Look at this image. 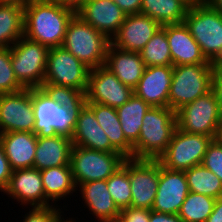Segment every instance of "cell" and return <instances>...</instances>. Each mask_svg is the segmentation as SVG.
<instances>
[{
    "mask_svg": "<svg viewBox=\"0 0 222 222\" xmlns=\"http://www.w3.org/2000/svg\"><path fill=\"white\" fill-rule=\"evenodd\" d=\"M76 13L52 0H35L24 7V36L48 48L62 46Z\"/></svg>",
    "mask_w": 222,
    "mask_h": 222,
    "instance_id": "1",
    "label": "cell"
},
{
    "mask_svg": "<svg viewBox=\"0 0 222 222\" xmlns=\"http://www.w3.org/2000/svg\"><path fill=\"white\" fill-rule=\"evenodd\" d=\"M79 96L43 88L33 89L34 133L59 134L71 138L75 126Z\"/></svg>",
    "mask_w": 222,
    "mask_h": 222,
    "instance_id": "2",
    "label": "cell"
},
{
    "mask_svg": "<svg viewBox=\"0 0 222 222\" xmlns=\"http://www.w3.org/2000/svg\"><path fill=\"white\" fill-rule=\"evenodd\" d=\"M90 68L62 46L49 48L43 89L83 97Z\"/></svg>",
    "mask_w": 222,
    "mask_h": 222,
    "instance_id": "3",
    "label": "cell"
},
{
    "mask_svg": "<svg viewBox=\"0 0 222 222\" xmlns=\"http://www.w3.org/2000/svg\"><path fill=\"white\" fill-rule=\"evenodd\" d=\"M142 123L140 136L133 145V159L158 160L177 128L175 111L169 107L151 106Z\"/></svg>",
    "mask_w": 222,
    "mask_h": 222,
    "instance_id": "4",
    "label": "cell"
},
{
    "mask_svg": "<svg viewBox=\"0 0 222 222\" xmlns=\"http://www.w3.org/2000/svg\"><path fill=\"white\" fill-rule=\"evenodd\" d=\"M184 23L206 59L222 64V14L201 0L189 6Z\"/></svg>",
    "mask_w": 222,
    "mask_h": 222,
    "instance_id": "5",
    "label": "cell"
},
{
    "mask_svg": "<svg viewBox=\"0 0 222 222\" xmlns=\"http://www.w3.org/2000/svg\"><path fill=\"white\" fill-rule=\"evenodd\" d=\"M111 40L75 14L67 27L62 47L90 69L103 66Z\"/></svg>",
    "mask_w": 222,
    "mask_h": 222,
    "instance_id": "6",
    "label": "cell"
},
{
    "mask_svg": "<svg viewBox=\"0 0 222 222\" xmlns=\"http://www.w3.org/2000/svg\"><path fill=\"white\" fill-rule=\"evenodd\" d=\"M215 64L173 66L168 107L175 112L212 90Z\"/></svg>",
    "mask_w": 222,
    "mask_h": 222,
    "instance_id": "7",
    "label": "cell"
},
{
    "mask_svg": "<svg viewBox=\"0 0 222 222\" xmlns=\"http://www.w3.org/2000/svg\"><path fill=\"white\" fill-rule=\"evenodd\" d=\"M49 48L22 36L11 47V65L17 81L28 89L43 88Z\"/></svg>",
    "mask_w": 222,
    "mask_h": 222,
    "instance_id": "8",
    "label": "cell"
},
{
    "mask_svg": "<svg viewBox=\"0 0 222 222\" xmlns=\"http://www.w3.org/2000/svg\"><path fill=\"white\" fill-rule=\"evenodd\" d=\"M124 157L120 152H103L72 146L70 167L76 187L96 180H107L119 167Z\"/></svg>",
    "mask_w": 222,
    "mask_h": 222,
    "instance_id": "9",
    "label": "cell"
},
{
    "mask_svg": "<svg viewBox=\"0 0 222 222\" xmlns=\"http://www.w3.org/2000/svg\"><path fill=\"white\" fill-rule=\"evenodd\" d=\"M212 137L175 129L165 152L158 158L161 166L172 171H186L201 165Z\"/></svg>",
    "mask_w": 222,
    "mask_h": 222,
    "instance_id": "10",
    "label": "cell"
},
{
    "mask_svg": "<svg viewBox=\"0 0 222 222\" xmlns=\"http://www.w3.org/2000/svg\"><path fill=\"white\" fill-rule=\"evenodd\" d=\"M177 128L187 133L214 137L222 112L213 90L175 112Z\"/></svg>",
    "mask_w": 222,
    "mask_h": 222,
    "instance_id": "11",
    "label": "cell"
},
{
    "mask_svg": "<svg viewBox=\"0 0 222 222\" xmlns=\"http://www.w3.org/2000/svg\"><path fill=\"white\" fill-rule=\"evenodd\" d=\"M133 94L134 90L131 87L124 85L103 65L90 70L87 91L82 100L118 108Z\"/></svg>",
    "mask_w": 222,
    "mask_h": 222,
    "instance_id": "12",
    "label": "cell"
},
{
    "mask_svg": "<svg viewBox=\"0 0 222 222\" xmlns=\"http://www.w3.org/2000/svg\"><path fill=\"white\" fill-rule=\"evenodd\" d=\"M33 89L0 94L1 132H34Z\"/></svg>",
    "mask_w": 222,
    "mask_h": 222,
    "instance_id": "13",
    "label": "cell"
},
{
    "mask_svg": "<svg viewBox=\"0 0 222 222\" xmlns=\"http://www.w3.org/2000/svg\"><path fill=\"white\" fill-rule=\"evenodd\" d=\"M132 208L151 210L158 188L159 161L128 158Z\"/></svg>",
    "mask_w": 222,
    "mask_h": 222,
    "instance_id": "14",
    "label": "cell"
},
{
    "mask_svg": "<svg viewBox=\"0 0 222 222\" xmlns=\"http://www.w3.org/2000/svg\"><path fill=\"white\" fill-rule=\"evenodd\" d=\"M188 193L185 172L166 169L159 162L158 188L151 210L166 214H178Z\"/></svg>",
    "mask_w": 222,
    "mask_h": 222,
    "instance_id": "15",
    "label": "cell"
},
{
    "mask_svg": "<svg viewBox=\"0 0 222 222\" xmlns=\"http://www.w3.org/2000/svg\"><path fill=\"white\" fill-rule=\"evenodd\" d=\"M8 197L17 200L20 205L47 207L52 204L44 193L42 177L38 169L24 168L12 172L7 188L3 191Z\"/></svg>",
    "mask_w": 222,
    "mask_h": 222,
    "instance_id": "16",
    "label": "cell"
},
{
    "mask_svg": "<svg viewBox=\"0 0 222 222\" xmlns=\"http://www.w3.org/2000/svg\"><path fill=\"white\" fill-rule=\"evenodd\" d=\"M162 26L142 13L127 15L111 45L131 52H140Z\"/></svg>",
    "mask_w": 222,
    "mask_h": 222,
    "instance_id": "17",
    "label": "cell"
},
{
    "mask_svg": "<svg viewBox=\"0 0 222 222\" xmlns=\"http://www.w3.org/2000/svg\"><path fill=\"white\" fill-rule=\"evenodd\" d=\"M71 139L73 146L103 152H118L111 145L108 136L96 120L94 112L83 100L77 105L75 126Z\"/></svg>",
    "mask_w": 222,
    "mask_h": 222,
    "instance_id": "18",
    "label": "cell"
},
{
    "mask_svg": "<svg viewBox=\"0 0 222 222\" xmlns=\"http://www.w3.org/2000/svg\"><path fill=\"white\" fill-rule=\"evenodd\" d=\"M76 14L110 40L127 17L111 0H87Z\"/></svg>",
    "mask_w": 222,
    "mask_h": 222,
    "instance_id": "19",
    "label": "cell"
},
{
    "mask_svg": "<svg viewBox=\"0 0 222 222\" xmlns=\"http://www.w3.org/2000/svg\"><path fill=\"white\" fill-rule=\"evenodd\" d=\"M173 66H148L134 94L153 107H168Z\"/></svg>",
    "mask_w": 222,
    "mask_h": 222,
    "instance_id": "20",
    "label": "cell"
},
{
    "mask_svg": "<svg viewBox=\"0 0 222 222\" xmlns=\"http://www.w3.org/2000/svg\"><path fill=\"white\" fill-rule=\"evenodd\" d=\"M173 66L186 64H213L203 55L185 23L164 25Z\"/></svg>",
    "mask_w": 222,
    "mask_h": 222,
    "instance_id": "21",
    "label": "cell"
},
{
    "mask_svg": "<svg viewBox=\"0 0 222 222\" xmlns=\"http://www.w3.org/2000/svg\"><path fill=\"white\" fill-rule=\"evenodd\" d=\"M72 146V139L65 135H37L33 167L41 171L51 167L70 166Z\"/></svg>",
    "mask_w": 222,
    "mask_h": 222,
    "instance_id": "22",
    "label": "cell"
},
{
    "mask_svg": "<svg viewBox=\"0 0 222 222\" xmlns=\"http://www.w3.org/2000/svg\"><path fill=\"white\" fill-rule=\"evenodd\" d=\"M78 191L84 206L98 222H117L121 210L115 204L107 188V180H96L79 184Z\"/></svg>",
    "mask_w": 222,
    "mask_h": 222,
    "instance_id": "23",
    "label": "cell"
},
{
    "mask_svg": "<svg viewBox=\"0 0 222 222\" xmlns=\"http://www.w3.org/2000/svg\"><path fill=\"white\" fill-rule=\"evenodd\" d=\"M104 66L114 73L124 85L133 90L137 87L146 68L140 52L124 51L111 44Z\"/></svg>",
    "mask_w": 222,
    "mask_h": 222,
    "instance_id": "24",
    "label": "cell"
},
{
    "mask_svg": "<svg viewBox=\"0 0 222 222\" xmlns=\"http://www.w3.org/2000/svg\"><path fill=\"white\" fill-rule=\"evenodd\" d=\"M0 142L13 171L33 167L37 134L25 131L3 133Z\"/></svg>",
    "mask_w": 222,
    "mask_h": 222,
    "instance_id": "25",
    "label": "cell"
},
{
    "mask_svg": "<svg viewBox=\"0 0 222 222\" xmlns=\"http://www.w3.org/2000/svg\"><path fill=\"white\" fill-rule=\"evenodd\" d=\"M93 112L111 145L126 158H133V146L127 141L121 129L116 108L92 102H84Z\"/></svg>",
    "mask_w": 222,
    "mask_h": 222,
    "instance_id": "26",
    "label": "cell"
},
{
    "mask_svg": "<svg viewBox=\"0 0 222 222\" xmlns=\"http://www.w3.org/2000/svg\"><path fill=\"white\" fill-rule=\"evenodd\" d=\"M45 197L53 203L77 191L70 166L51 167L40 171ZM56 201V202H55Z\"/></svg>",
    "mask_w": 222,
    "mask_h": 222,
    "instance_id": "27",
    "label": "cell"
},
{
    "mask_svg": "<svg viewBox=\"0 0 222 222\" xmlns=\"http://www.w3.org/2000/svg\"><path fill=\"white\" fill-rule=\"evenodd\" d=\"M188 8L184 0H142L140 13L164 26L183 23Z\"/></svg>",
    "mask_w": 222,
    "mask_h": 222,
    "instance_id": "28",
    "label": "cell"
},
{
    "mask_svg": "<svg viewBox=\"0 0 222 222\" xmlns=\"http://www.w3.org/2000/svg\"><path fill=\"white\" fill-rule=\"evenodd\" d=\"M150 107L143 99L133 94L126 103L116 108L121 129L132 146L140 136L143 117Z\"/></svg>",
    "mask_w": 222,
    "mask_h": 222,
    "instance_id": "29",
    "label": "cell"
},
{
    "mask_svg": "<svg viewBox=\"0 0 222 222\" xmlns=\"http://www.w3.org/2000/svg\"><path fill=\"white\" fill-rule=\"evenodd\" d=\"M24 36V8L0 4V48H10Z\"/></svg>",
    "mask_w": 222,
    "mask_h": 222,
    "instance_id": "30",
    "label": "cell"
},
{
    "mask_svg": "<svg viewBox=\"0 0 222 222\" xmlns=\"http://www.w3.org/2000/svg\"><path fill=\"white\" fill-rule=\"evenodd\" d=\"M184 172L189 191L215 199L222 198V181L202 164Z\"/></svg>",
    "mask_w": 222,
    "mask_h": 222,
    "instance_id": "31",
    "label": "cell"
},
{
    "mask_svg": "<svg viewBox=\"0 0 222 222\" xmlns=\"http://www.w3.org/2000/svg\"><path fill=\"white\" fill-rule=\"evenodd\" d=\"M216 199L189 191L178 212L183 222H206Z\"/></svg>",
    "mask_w": 222,
    "mask_h": 222,
    "instance_id": "32",
    "label": "cell"
},
{
    "mask_svg": "<svg viewBox=\"0 0 222 222\" xmlns=\"http://www.w3.org/2000/svg\"><path fill=\"white\" fill-rule=\"evenodd\" d=\"M145 66H173L165 30L161 27L140 51Z\"/></svg>",
    "mask_w": 222,
    "mask_h": 222,
    "instance_id": "33",
    "label": "cell"
},
{
    "mask_svg": "<svg viewBox=\"0 0 222 222\" xmlns=\"http://www.w3.org/2000/svg\"><path fill=\"white\" fill-rule=\"evenodd\" d=\"M107 188L118 208L124 209L131 205V185L128 174V158L108 179Z\"/></svg>",
    "mask_w": 222,
    "mask_h": 222,
    "instance_id": "34",
    "label": "cell"
},
{
    "mask_svg": "<svg viewBox=\"0 0 222 222\" xmlns=\"http://www.w3.org/2000/svg\"><path fill=\"white\" fill-rule=\"evenodd\" d=\"M24 89L17 81L12 65L10 48H0V94L14 93Z\"/></svg>",
    "mask_w": 222,
    "mask_h": 222,
    "instance_id": "35",
    "label": "cell"
},
{
    "mask_svg": "<svg viewBox=\"0 0 222 222\" xmlns=\"http://www.w3.org/2000/svg\"><path fill=\"white\" fill-rule=\"evenodd\" d=\"M55 205L47 207H32L29 212L23 217V222H61L64 218L61 215L63 210Z\"/></svg>",
    "mask_w": 222,
    "mask_h": 222,
    "instance_id": "36",
    "label": "cell"
},
{
    "mask_svg": "<svg viewBox=\"0 0 222 222\" xmlns=\"http://www.w3.org/2000/svg\"><path fill=\"white\" fill-rule=\"evenodd\" d=\"M202 165L222 181V146L214 140L208 145Z\"/></svg>",
    "mask_w": 222,
    "mask_h": 222,
    "instance_id": "37",
    "label": "cell"
},
{
    "mask_svg": "<svg viewBox=\"0 0 222 222\" xmlns=\"http://www.w3.org/2000/svg\"><path fill=\"white\" fill-rule=\"evenodd\" d=\"M150 210L141 208L121 209L117 222H149Z\"/></svg>",
    "mask_w": 222,
    "mask_h": 222,
    "instance_id": "38",
    "label": "cell"
},
{
    "mask_svg": "<svg viewBox=\"0 0 222 222\" xmlns=\"http://www.w3.org/2000/svg\"><path fill=\"white\" fill-rule=\"evenodd\" d=\"M12 172L13 170L0 142V192L7 188Z\"/></svg>",
    "mask_w": 222,
    "mask_h": 222,
    "instance_id": "39",
    "label": "cell"
},
{
    "mask_svg": "<svg viewBox=\"0 0 222 222\" xmlns=\"http://www.w3.org/2000/svg\"><path fill=\"white\" fill-rule=\"evenodd\" d=\"M212 90L216 95L217 102L219 103L222 112V65L216 64L212 77Z\"/></svg>",
    "mask_w": 222,
    "mask_h": 222,
    "instance_id": "40",
    "label": "cell"
},
{
    "mask_svg": "<svg viewBox=\"0 0 222 222\" xmlns=\"http://www.w3.org/2000/svg\"><path fill=\"white\" fill-rule=\"evenodd\" d=\"M115 3L126 13V15L141 12L142 0H115Z\"/></svg>",
    "mask_w": 222,
    "mask_h": 222,
    "instance_id": "41",
    "label": "cell"
},
{
    "mask_svg": "<svg viewBox=\"0 0 222 222\" xmlns=\"http://www.w3.org/2000/svg\"><path fill=\"white\" fill-rule=\"evenodd\" d=\"M149 222H183L177 214H166L150 210Z\"/></svg>",
    "mask_w": 222,
    "mask_h": 222,
    "instance_id": "42",
    "label": "cell"
},
{
    "mask_svg": "<svg viewBox=\"0 0 222 222\" xmlns=\"http://www.w3.org/2000/svg\"><path fill=\"white\" fill-rule=\"evenodd\" d=\"M206 222H222V198L216 199L213 211Z\"/></svg>",
    "mask_w": 222,
    "mask_h": 222,
    "instance_id": "43",
    "label": "cell"
},
{
    "mask_svg": "<svg viewBox=\"0 0 222 222\" xmlns=\"http://www.w3.org/2000/svg\"><path fill=\"white\" fill-rule=\"evenodd\" d=\"M63 7L73 10L75 13L83 6L87 0H52Z\"/></svg>",
    "mask_w": 222,
    "mask_h": 222,
    "instance_id": "44",
    "label": "cell"
},
{
    "mask_svg": "<svg viewBox=\"0 0 222 222\" xmlns=\"http://www.w3.org/2000/svg\"><path fill=\"white\" fill-rule=\"evenodd\" d=\"M33 0H0V4H14L20 7H25L30 4Z\"/></svg>",
    "mask_w": 222,
    "mask_h": 222,
    "instance_id": "45",
    "label": "cell"
},
{
    "mask_svg": "<svg viewBox=\"0 0 222 222\" xmlns=\"http://www.w3.org/2000/svg\"><path fill=\"white\" fill-rule=\"evenodd\" d=\"M213 140L222 146V120L220 121L216 131H215V135L213 137Z\"/></svg>",
    "mask_w": 222,
    "mask_h": 222,
    "instance_id": "46",
    "label": "cell"
},
{
    "mask_svg": "<svg viewBox=\"0 0 222 222\" xmlns=\"http://www.w3.org/2000/svg\"><path fill=\"white\" fill-rule=\"evenodd\" d=\"M206 1L212 8L217 10L222 14V0H204Z\"/></svg>",
    "mask_w": 222,
    "mask_h": 222,
    "instance_id": "47",
    "label": "cell"
},
{
    "mask_svg": "<svg viewBox=\"0 0 222 222\" xmlns=\"http://www.w3.org/2000/svg\"><path fill=\"white\" fill-rule=\"evenodd\" d=\"M189 6H192L198 2H200L201 0H184Z\"/></svg>",
    "mask_w": 222,
    "mask_h": 222,
    "instance_id": "48",
    "label": "cell"
},
{
    "mask_svg": "<svg viewBox=\"0 0 222 222\" xmlns=\"http://www.w3.org/2000/svg\"><path fill=\"white\" fill-rule=\"evenodd\" d=\"M73 219L74 218L71 217V219L70 218H68L67 220L63 219L61 222H76Z\"/></svg>",
    "mask_w": 222,
    "mask_h": 222,
    "instance_id": "49",
    "label": "cell"
}]
</instances>
